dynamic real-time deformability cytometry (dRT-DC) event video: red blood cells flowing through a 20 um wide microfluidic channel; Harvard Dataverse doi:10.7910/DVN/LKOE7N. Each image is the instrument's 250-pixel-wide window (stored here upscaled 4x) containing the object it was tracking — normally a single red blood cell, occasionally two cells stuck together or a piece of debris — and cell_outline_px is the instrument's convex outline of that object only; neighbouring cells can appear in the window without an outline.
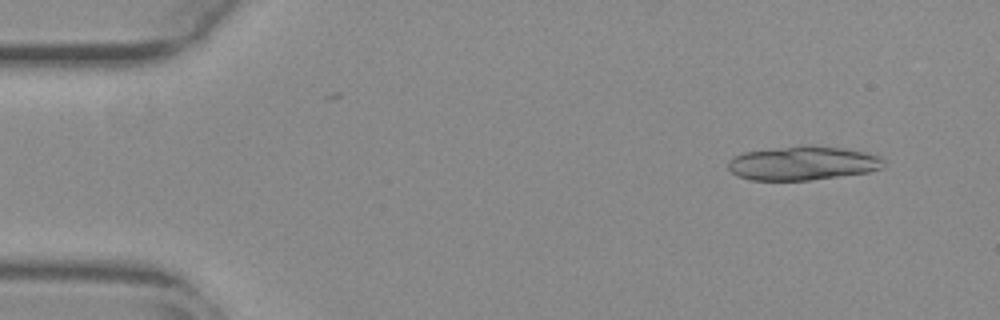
{"species": "common noctule bat (a hibernating species)", "species_latin": "Nyctalus noctula", "temperature_condition": "warm", "stored_images_in_passage": 55, "segment_of_instrument_passage": [1, 2], "camera_frame_rate_fps": 3000, "um_per_image_px": 0.085, "animal": {"sex": "female", "body_mass_g": 29.2, "forearm_length_mm": 56.3}, "frame": {"image": 1, "passage_image": 5, "time_ms": 1.333, "image_size_px": [1000, 320], "cell_outline_px": [[884, 160], [880, 168], [868, 172], [812, 180], [752, 180], [736, 176], [728, 168], [728, 160], [732, 156], [744, 152], [800, 144], [808, 144], [844, 148], [864, 152], [880, 156]], "centroid_in_image_um": [68.19, 13.85], "position_along_channel_um": 16.8, "area_um2": 31.1}}